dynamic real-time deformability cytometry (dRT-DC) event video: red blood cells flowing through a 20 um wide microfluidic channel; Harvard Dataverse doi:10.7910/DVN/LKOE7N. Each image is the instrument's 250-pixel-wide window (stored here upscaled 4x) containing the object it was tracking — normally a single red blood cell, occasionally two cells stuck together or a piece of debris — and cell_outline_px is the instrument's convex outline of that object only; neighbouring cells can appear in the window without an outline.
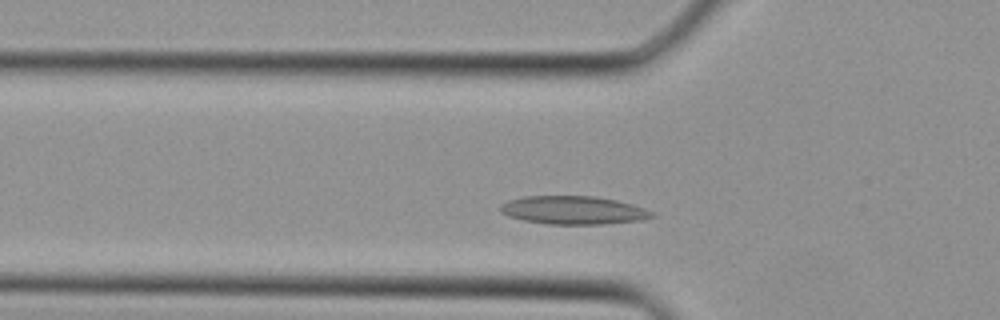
{"species": "Egyptian fruit bat (a non-hibernating species)", "species_latin": "Rousettus aegyptiacus", "temperature_condition": "cold", "stored_images_in_passage": 30, "camera_frame_rate_fps": 3000, "um_per_image_px": 0.085, "animal": {"sex": "female"}, "frame": {"image": 1, "passage_image": 4, "time_ms": 1.0, "image_size_px": [1000, 320], "cell_outline_px": [[656, 216], [640, 220], [604, 224], [548, 224], [524, 220], [508, 216], [500, 212], [500, 204], [508, 200], [524, 196], [596, 196], [616, 200], [632, 204], [644, 208], [652, 212]], "centroid_in_image_um": [48.71, 17.86], "position_along_channel_um": 77.1, "area_um2": 24.97}}
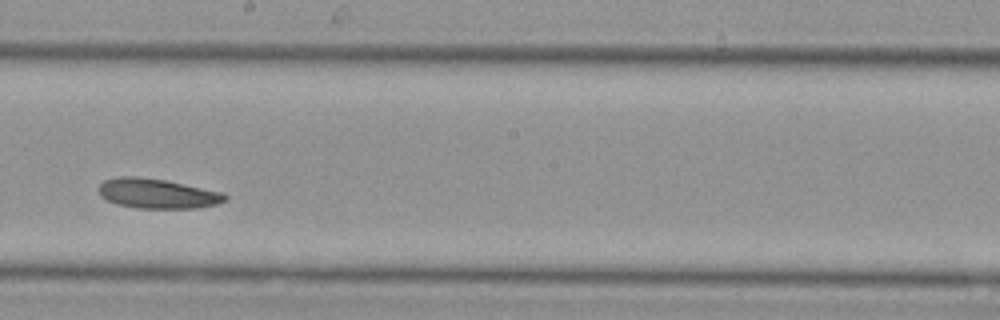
{"frame": {"image": 2, "passage_image": 13, "time_ms": 4.0, "image_size_px": [1000, 320], "cell_outline_px": [[228, 200], [216, 204], [196, 208], [136, 208], [116, 204], [100, 196], [96, 188], [104, 180], [120, 176], [136, 176], [164, 180], [224, 192], [228, 196]], "centroid_in_image_um": [13.36, 16.45], "position_along_channel_um": 234.8, "area_um2": 22.08}}
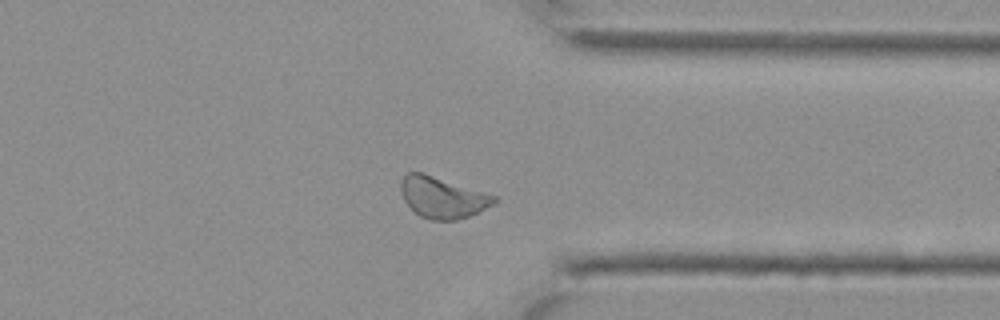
{"frame": {"image": 3, "passage_image": 21, "time_ms": 6.667, "image_size_px": [1000, 320], "cell_outline_px": [[496, 200], [492, 204], [468, 216], [456, 220], [432, 220], [420, 216], [404, 200], [400, 188], [400, 180], [408, 172], [420, 172], [496, 196]], "centroid_in_image_um": [37.56, 16.78], "position_along_channel_um": 373.8, "area_um2": 21.73}}